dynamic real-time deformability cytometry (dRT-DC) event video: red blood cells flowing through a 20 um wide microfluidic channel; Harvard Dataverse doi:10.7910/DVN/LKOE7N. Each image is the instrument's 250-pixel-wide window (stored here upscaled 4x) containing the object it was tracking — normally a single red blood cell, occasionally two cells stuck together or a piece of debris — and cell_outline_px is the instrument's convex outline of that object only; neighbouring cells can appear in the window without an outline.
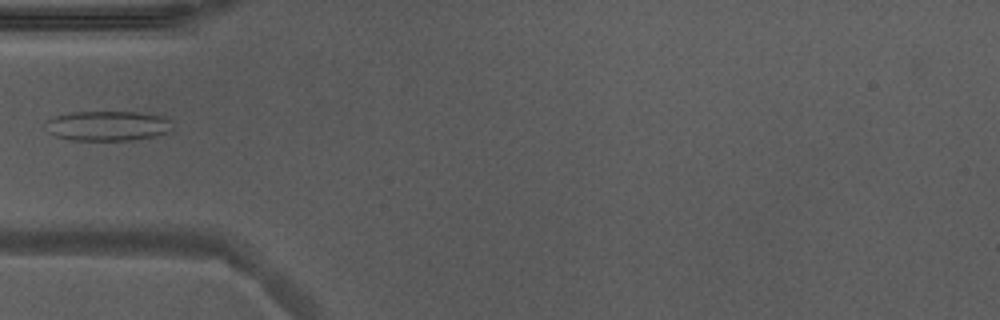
{"species": "Egyptian fruit bat (a non-hibernating species)", "species_latin": "Rousettus aegyptiacus", "temperature_condition": "warm", "stored_images_in_passage": 36, "camera_frame_rate_fps": 3000, "um_per_image_px": 0.085, "animal": {"sex": "male"}, "frame": {"image": 1, "passage_image": 1, "time_ms": 0.0, "image_size_px": [1000, 320], "cell_outline_px": [[172, 132], [156, 136], [132, 140], [72, 140], [56, 136], [48, 132], [44, 120], [52, 116], [72, 112], [140, 112], [168, 116], [172, 120]], "centroid_in_image_um": [9.2, 10.68], "position_along_channel_um": 75.8, "area_um2": 22.66}}
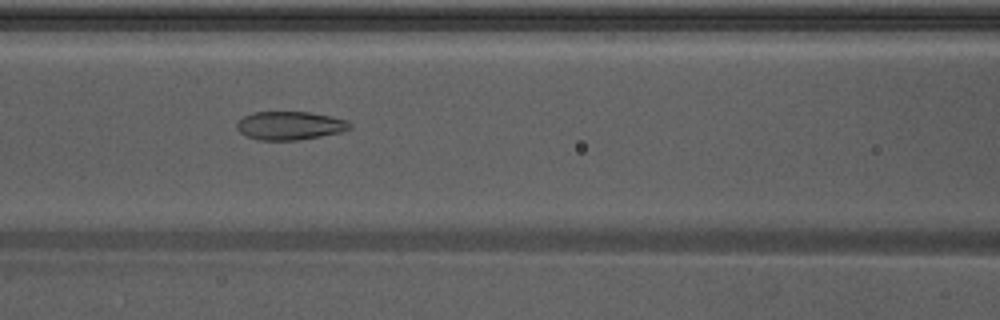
{"frame": {"image": 2, "passage_image": 6, "time_ms": 1.667, "image_size_px": [1000, 320], "cell_outline_px": [[352, 128], [340, 132], [320, 136], [296, 140], [256, 140], [244, 136], [236, 128], [236, 124], [244, 116], [252, 112], [308, 112], [348, 120], [352, 124]], "centroid_in_image_um": [24.61, 10.68], "position_along_channel_um": 142.0, "area_um2": 18.73}}
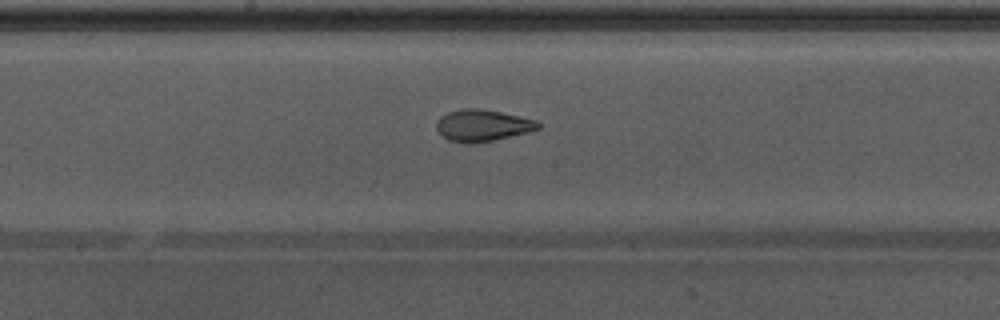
{"frame": {"image": 3, "passage_image": 11, "time_ms": 3.333, "image_size_px": [1000, 320], "cell_outline_px": [[540, 128], [528, 132], [492, 140], [468, 144], [464, 144], [448, 140], [436, 128], [436, 120], [440, 116], [448, 112], [460, 108], [480, 108], [520, 116], [536, 120], [540, 124]], "centroid_in_image_um": [40.98, 10.65], "position_along_channel_um": 207.2, "area_um2": 18.79}}